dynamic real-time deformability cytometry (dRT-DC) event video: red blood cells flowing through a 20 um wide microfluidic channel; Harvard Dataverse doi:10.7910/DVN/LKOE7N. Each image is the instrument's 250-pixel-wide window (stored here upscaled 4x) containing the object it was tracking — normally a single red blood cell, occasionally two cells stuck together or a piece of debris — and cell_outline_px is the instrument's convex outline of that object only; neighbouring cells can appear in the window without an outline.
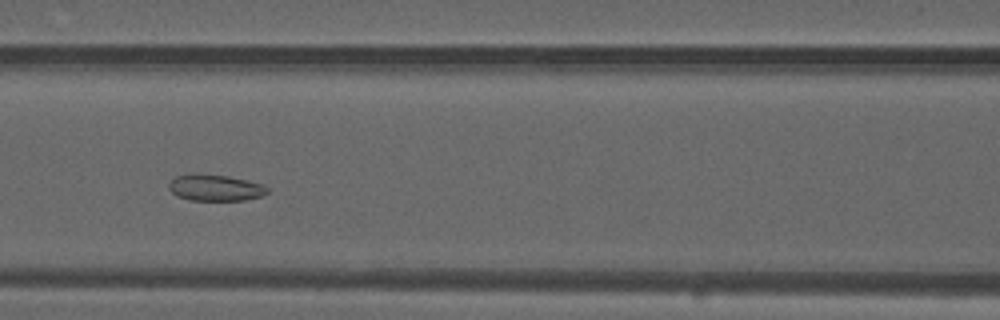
{"species": "common noctule bat (a hibernating species)", "species_latin": "Nyctalus noctula", "temperature_condition": "warm", "stored_images_in_passage": 51, "camera_frame_rate_fps": 3000, "um_per_image_px": 0.085, "animal": {"sex": "male", "forearm_length_mm": 52.5}, "frame": {"image": 1, "passage_image": 20, "time_ms": 6.333, "image_size_px": [1000, 320], "cell_outline_px": [[268, 192], [264, 196], [244, 200], [192, 200], [176, 196], [168, 188], [168, 184], [176, 176], [188, 172], [196, 172], [228, 176], [260, 184], [268, 188]], "centroid_in_image_um": [18.24, 15.94], "position_along_channel_um": 148.4, "area_um2": 15.32}}
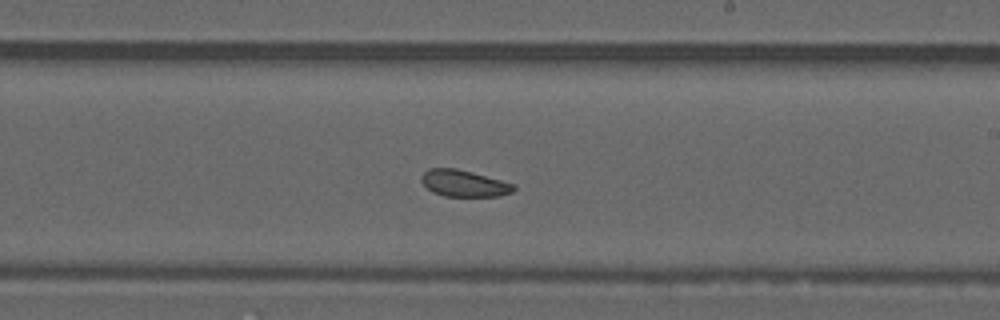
{"frame": {"image": 2, "passage_image": 28, "time_ms": 9.0, "image_size_px": [1000, 320], "cell_outline_px": [[516, 188], [512, 192], [500, 196], [444, 196], [432, 192], [420, 180], [420, 176], [428, 168], [456, 168], [472, 172], [516, 184]], "centroid_in_image_um": [39.44, 15.58], "position_along_channel_um": 249.6, "area_um2": 14.39}}
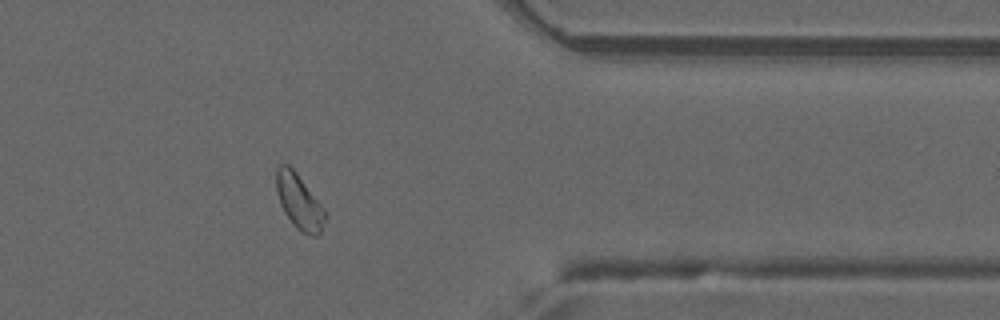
{"frame": {"image": 3, "passage_image": 40, "time_ms": 13.0, "image_size_px": [1000, 320], "cell_outline_px": [[328, 216], [320, 232], [316, 236], [312, 236], [300, 232], [292, 224], [284, 212], [280, 204], [276, 188], [276, 168], [280, 164], [288, 164], [296, 172], [324, 208]], "centroid_in_image_um": [25.43, 17.16], "position_along_channel_um": 386.0, "area_um2": 15.72}, "authors_computed_cell_mechanics": {"area_um2": 15.7216, "velocity_mm_per_s": 3.8149, "shape_relaxation_time_tau1_ms": null, "shape_relaxation_time_tau2_ms": 5.7456, "deformation_change_tau1": null, "deformation_change_tau2": 0.1081}}